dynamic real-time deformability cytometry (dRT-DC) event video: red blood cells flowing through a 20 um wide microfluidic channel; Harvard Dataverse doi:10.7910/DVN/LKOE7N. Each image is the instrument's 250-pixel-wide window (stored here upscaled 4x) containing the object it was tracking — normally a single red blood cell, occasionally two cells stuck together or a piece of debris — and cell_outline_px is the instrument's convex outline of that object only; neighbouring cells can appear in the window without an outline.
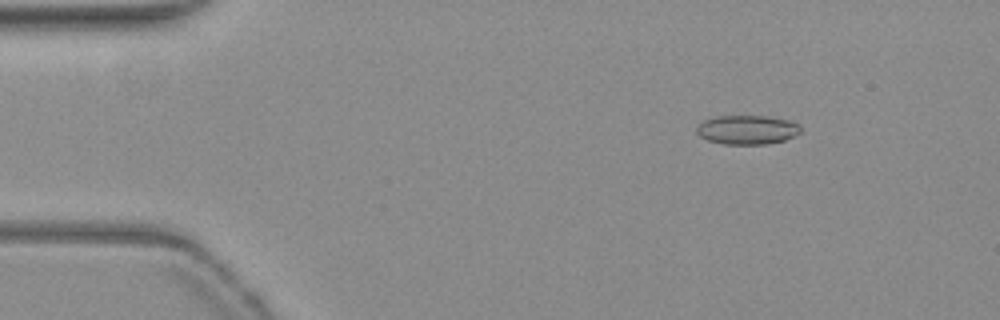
{"species": "common noctule bat (a hibernating species)", "species_latin": "Nyctalus noctula", "temperature_condition": "warm", "stored_images_in_passage": 54, "camera_frame_rate_fps": 3000, "um_per_image_px": 0.085, "animal": {"sex": "female", "body_mass_g": 19.3, "forearm_length_mm": 54.1}, "frame": {"image": 1, "passage_image": 8, "time_ms": 2.333, "image_size_px": [1000, 320], "cell_outline_px": [[800, 132], [784, 140], [764, 144], [724, 144], [708, 140], [700, 136], [696, 132], [696, 128], [704, 120], [716, 116], [764, 116], [788, 120], [800, 124]], "centroid_in_image_um": [63.49, 11.02], "position_along_channel_um": 21.5, "area_um2": 17.46}}
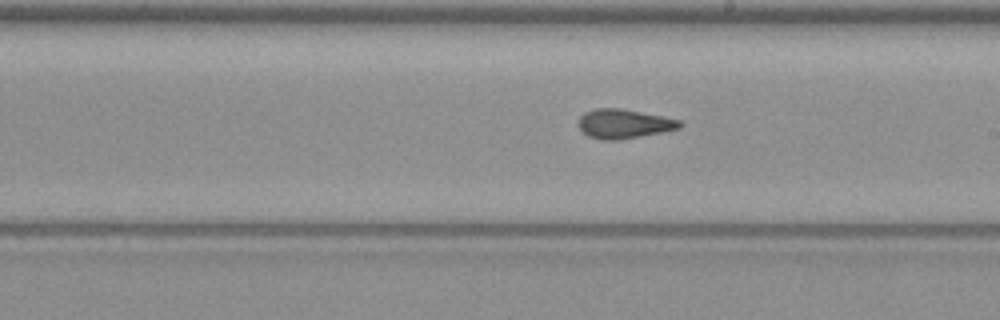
{"frame": {"image": 2, "passage_image": 31, "time_ms": 10.0, "image_size_px": [1000, 320], "cell_outline_px": [[684, 124], [680, 128], [640, 136], [616, 140], [604, 140], [588, 136], [580, 128], [580, 116], [584, 112], [596, 108], [620, 108], [680, 120]], "centroid_in_image_um": [53.03, 10.52], "position_along_channel_um": 236.0, "area_um2": 16.94}}
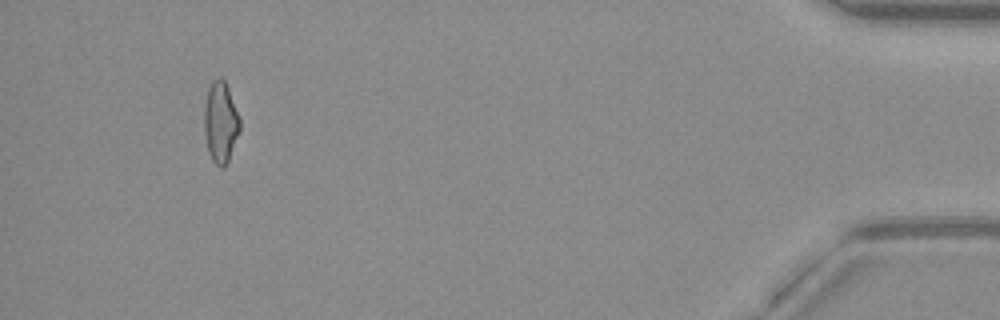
{"frame": {"image": 3, "passage_image": 51, "time_ms": 16.667, "image_size_px": [1000, 320], "cell_outline_px": [[240, 128], [228, 160], [220, 168], [212, 160], [208, 152], [204, 132], [204, 104], [208, 88], [212, 80], [220, 76], [224, 80], [228, 88], [240, 120]], "centroid_in_image_um": [18.72, 10.35], "position_along_channel_um": 416.5, "area_um2": 16.65}, "authors_computed_cell_mechanics": {"area_um2": 16.9932, "velocity_mm_per_s": 3.8339, "shape_relaxation_time_tau1_ms": null, "shape_relaxation_time_tau2_ms": 2.3166, "deformation_change_tau1": null, "deformation_change_tau2": 0.0889}}